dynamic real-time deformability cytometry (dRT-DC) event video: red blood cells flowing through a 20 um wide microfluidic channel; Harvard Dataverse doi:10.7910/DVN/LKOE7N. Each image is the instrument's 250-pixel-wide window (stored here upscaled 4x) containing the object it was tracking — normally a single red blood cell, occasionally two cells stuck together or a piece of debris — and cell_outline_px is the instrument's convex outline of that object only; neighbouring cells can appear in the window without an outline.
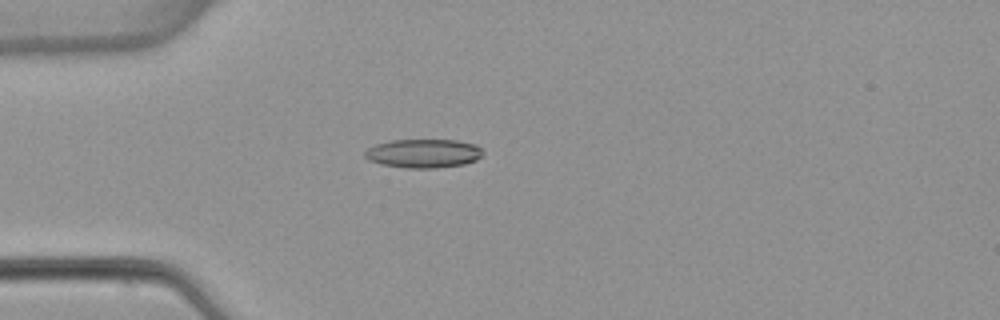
{"species": "common noctule bat (a hibernating species)", "species_latin": "Nyctalus noctula", "temperature_condition": "warm", "stored_images_in_passage": 5, "camera_frame_rate_fps": 3000, "um_per_image_px": 0.085, "animal": {"sex": "female", "body_mass_g": 22.7, "forearm_length_mm": 54.2}, "frame": {"image": 1, "passage_image": 4, "time_ms": 4.667, "image_size_px": [1000, 320], "cell_outline_px": [[484, 152], [476, 160], [464, 164], [436, 168], [404, 168], [380, 164], [368, 160], [364, 156], [364, 152], [368, 148], [376, 144], [392, 140], [456, 140], [476, 144]], "centroid_in_image_um": [35.98, 13.04], "position_along_channel_um": 49.0, "area_um2": 19.88}}